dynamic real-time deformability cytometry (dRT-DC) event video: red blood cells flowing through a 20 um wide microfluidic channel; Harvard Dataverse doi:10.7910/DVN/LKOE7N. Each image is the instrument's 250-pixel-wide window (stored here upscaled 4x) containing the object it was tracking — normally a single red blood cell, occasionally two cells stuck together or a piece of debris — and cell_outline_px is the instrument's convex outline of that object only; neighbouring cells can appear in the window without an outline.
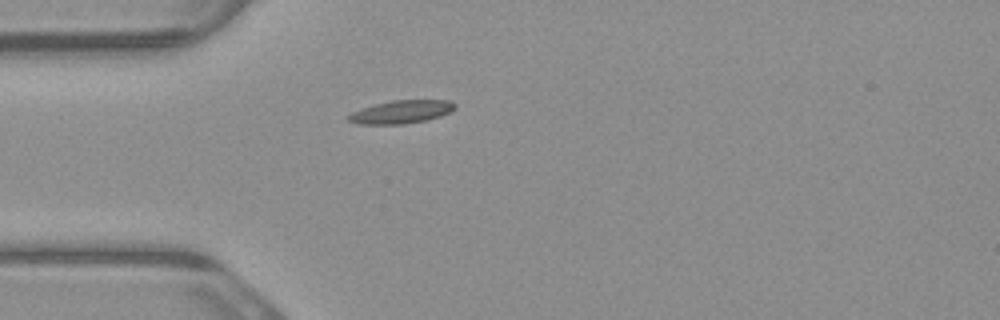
{"species": "common noctule bat (a hibernating species)", "species_latin": "Nyctalus noctula", "temperature_condition": "warm", "stored_images_in_passage": 1, "camera_frame_rate_fps": 3000, "um_per_image_px": 0.085, "animal": {"sex": "male", "body_mass_g": 23.1, "forearm_length_mm": 52.7}, "frame": {"image": 1, "passage_image": 1, "time_ms": 0.0, "image_size_px": [1000, 320], "cell_outline_px": [[456, 108], [452, 112], [440, 116], [424, 120], [404, 124], [356, 124], [348, 120], [348, 116], [352, 112], [376, 104], [392, 100], [452, 100], [456, 104]], "centroid_in_image_um": [34.16, 9.5], "position_along_channel_um": 50.8, "area_um2": 14.28}}